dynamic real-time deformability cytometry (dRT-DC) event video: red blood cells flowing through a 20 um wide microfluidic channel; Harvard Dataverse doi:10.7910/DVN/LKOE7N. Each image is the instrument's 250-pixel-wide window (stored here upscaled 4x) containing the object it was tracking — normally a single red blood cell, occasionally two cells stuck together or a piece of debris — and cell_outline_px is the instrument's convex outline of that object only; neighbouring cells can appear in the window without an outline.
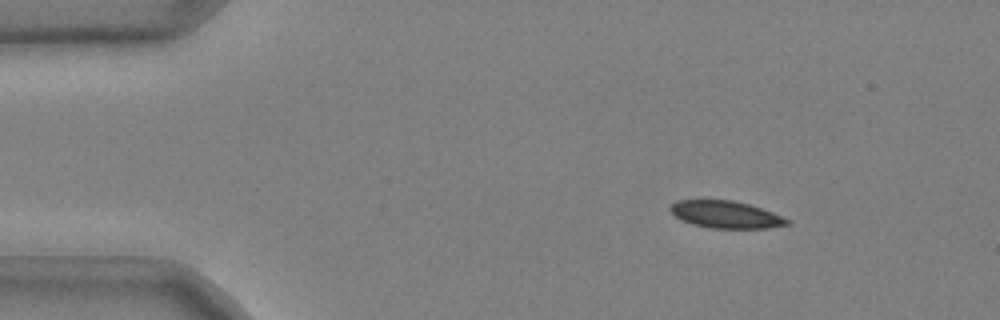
{"species": "common noctule bat (a hibernating species)", "species_latin": "Nyctalus noctula", "temperature_condition": "cold", "stored_images_in_passage": 51, "camera_frame_rate_fps": 3000, "um_per_image_px": 0.085, "animal": {"sex": "male", "body_mass_g": 20.4}, "frame": {"image": 1, "passage_image": 7, "time_ms": 2.0, "image_size_px": [1000, 320], "cell_outline_px": [[792, 220], [788, 224], [768, 228], [708, 228], [692, 224], [676, 216], [668, 208], [676, 200], [732, 200], [748, 204], [772, 212]], "centroid_in_image_um": [61.7, 18.23], "position_along_channel_um": 23.3, "area_um2": 18.38}}
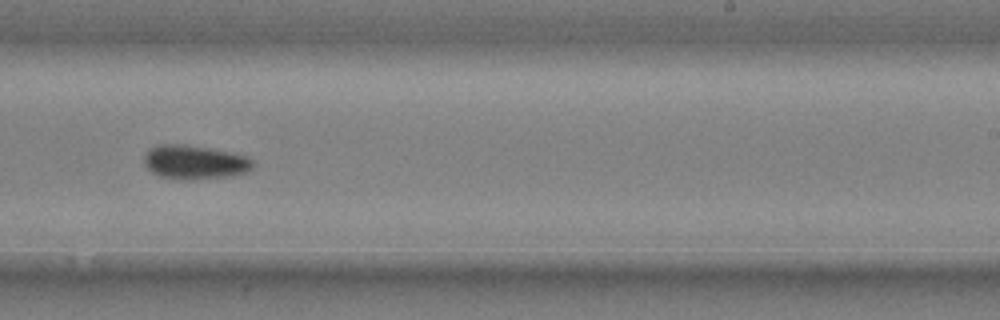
{"frame": {"image": 2, "passage_image": 33, "time_ms": 10.667, "image_size_px": [1000, 320], "cell_outline_px": [[256, 164], [248, 172], [232, 176], [192, 180], [180, 180], [160, 176], [152, 172], [144, 164], [144, 156], [148, 148], [156, 144], [184, 144], [232, 152], [248, 156]], "centroid_in_image_um": [16.56, 13.79], "position_along_channel_um": 272.4, "area_um2": 22.02}}
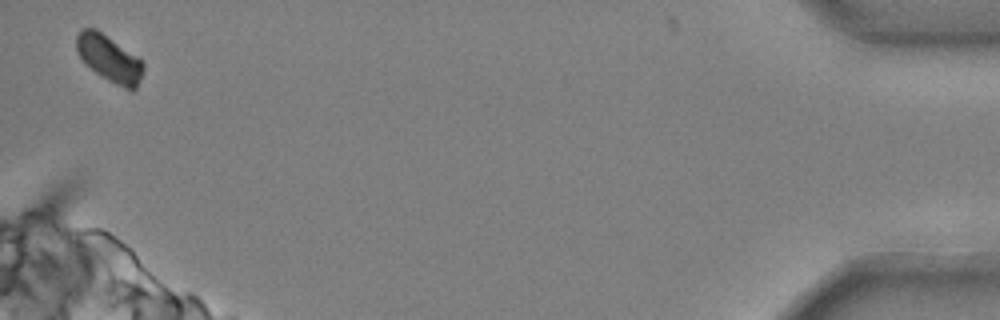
{"frame": {"image": 3, "passage_image": 51, "time_ms": 16.667, "image_size_px": [1000, 320], "cell_outline_px": [[144, 72], [136, 88], [132, 92], [108, 80], [84, 64], [76, 52], [76, 36], [84, 28], [96, 28], [136, 56], [144, 64]], "centroid_in_image_um": [9.28, 4.99], "position_along_channel_um": 425.9, "area_um2": 18.09}, "authors_computed_cell_mechanics": {"area_um2": 19.941, "velocity_mm_per_s": 3.6813, "shape_relaxation_time_tau1_ms": 3.8687, "shape_relaxation_time_tau2_ms": null, "deformation_change_tau1": 0.1417, "deformation_change_tau2": null}}